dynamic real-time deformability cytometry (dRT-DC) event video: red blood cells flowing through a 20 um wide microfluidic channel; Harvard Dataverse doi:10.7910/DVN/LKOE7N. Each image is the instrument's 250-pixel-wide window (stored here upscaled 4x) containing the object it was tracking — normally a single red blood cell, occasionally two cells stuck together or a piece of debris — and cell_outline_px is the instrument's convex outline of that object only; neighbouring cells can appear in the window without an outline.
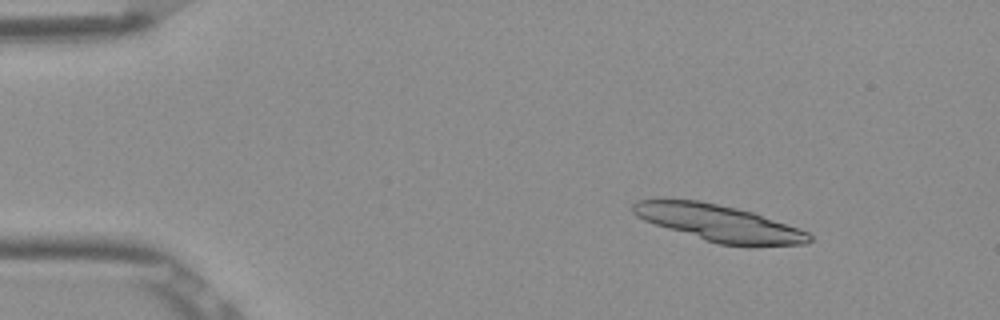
{"species": "Egyptian fruit bat (a non-hibernating species)", "species_latin": "Rousettus aegyptiacus", "temperature_condition": "room temperature", "stored_images_in_passage": 39, "segment_of_instrument_passage": [1, 2], "camera_frame_rate_fps": 3000, "um_per_image_px": 0.085, "frame": {"image": 1, "passage_image": 6, "time_ms": 1.667, "image_size_px": [1000, 320], "cell_outline_px": [[812, 240], [804, 244], [720, 244], [668, 228], [644, 220], [636, 216], [632, 212], [632, 204], [636, 200], [660, 196], [700, 200], [736, 208], [752, 212], [800, 228], [808, 232], [812, 236]], "centroid_in_image_um": [60.98, 18.88], "position_along_channel_um": 24.0, "area_um2": 37.28}}